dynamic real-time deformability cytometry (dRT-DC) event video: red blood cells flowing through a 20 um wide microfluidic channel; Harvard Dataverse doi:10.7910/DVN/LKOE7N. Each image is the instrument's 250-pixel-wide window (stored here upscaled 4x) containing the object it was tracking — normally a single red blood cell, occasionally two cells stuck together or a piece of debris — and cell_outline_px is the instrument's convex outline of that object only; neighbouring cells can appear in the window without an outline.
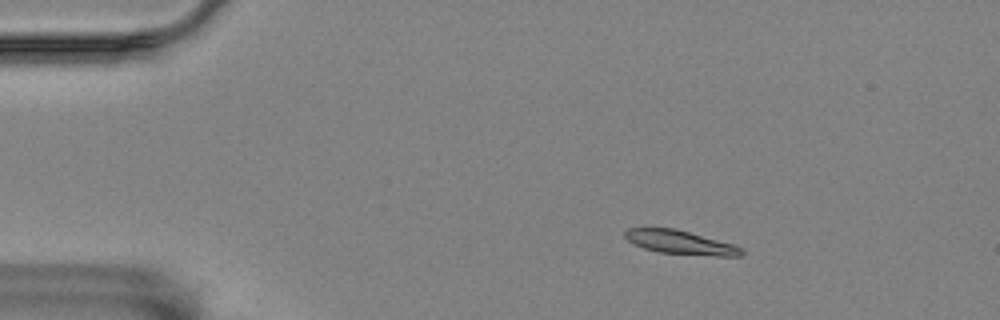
{"species": "Egyptian fruit bat (a non-hibernating species)", "species_latin": "Rousettus aegyptiacus", "temperature_condition": "room temperature", "stored_images_in_passage": 5, "camera_frame_rate_fps": 3000, "um_per_image_px": 0.085, "animal": {"sex": "female"}, "frame": {"image": 1, "passage_image": 3, "time_ms": 3.0, "image_size_px": [1000, 320], "cell_outline_px": [[744, 252], [740, 256], [716, 256], [656, 252], [644, 248], [628, 240], [624, 236], [624, 232], [628, 228], [676, 228], [732, 244], [744, 248]], "centroid_in_image_um": [57.84, 20.6], "position_along_channel_um": 27.2, "area_um2": 16.07}}